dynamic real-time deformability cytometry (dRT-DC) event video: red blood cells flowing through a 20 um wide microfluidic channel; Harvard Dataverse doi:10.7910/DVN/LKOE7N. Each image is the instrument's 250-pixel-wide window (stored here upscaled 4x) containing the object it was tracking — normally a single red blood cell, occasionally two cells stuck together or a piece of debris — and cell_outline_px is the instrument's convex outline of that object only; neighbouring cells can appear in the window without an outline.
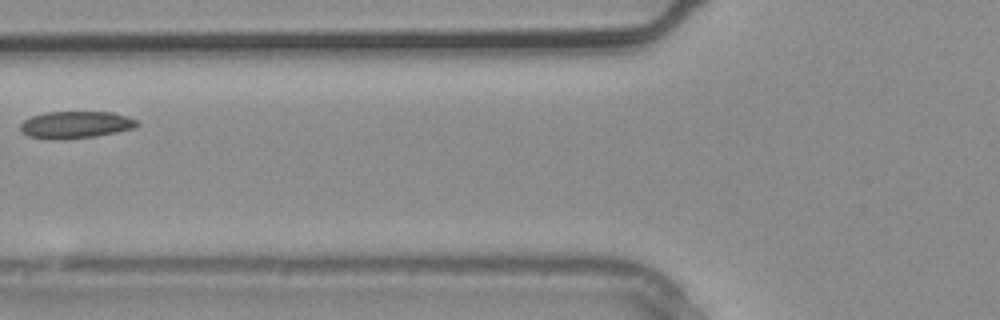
{"species": "common noctule bat (a hibernating species)", "species_latin": "Nyctalus noctula", "temperature_condition": "warm", "stored_images_in_passage": 3, "camera_frame_rate_fps": 3000, "um_per_image_px": 0.085, "animal": {"sex": "male", "body_mass_g": 20.4}, "frame": {"image": 1, "passage_image": 3, "time_ms": 0.667, "image_size_px": [1000, 320], "cell_outline_px": [[140, 124], [136, 128], [96, 136], [28, 136], [20, 132], [20, 124], [24, 120], [32, 116], [48, 112], [112, 112], [128, 116], [136, 120]], "centroid_in_image_um": [6.51, 10.55], "position_along_channel_um": 119.3, "area_um2": 17.51}}